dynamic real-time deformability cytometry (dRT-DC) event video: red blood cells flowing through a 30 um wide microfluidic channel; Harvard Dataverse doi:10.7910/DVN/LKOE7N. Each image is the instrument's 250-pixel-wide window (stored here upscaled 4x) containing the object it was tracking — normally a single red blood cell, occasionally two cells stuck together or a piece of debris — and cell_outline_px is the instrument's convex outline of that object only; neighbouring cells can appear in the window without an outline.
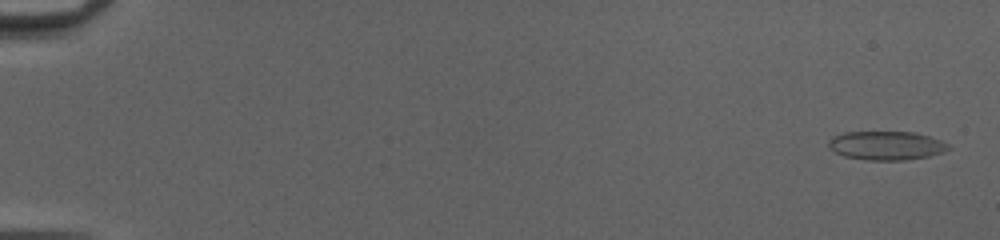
{"species": "common noctule bat (a hibernating species)", "species_latin": "Nyctalus noctula", "temperature_condition": "cold", "stored_images_in_passage": 52, "camera_frame_rate_fps": 3000, "um_per_image_px": 0.085, "animal": {"sex": "female", "body_mass_g": 20.0, "forearm_length_mm": 54.0}, "frame": {"image": 1, "passage_image": 2, "time_ms": 0.333, "image_size_px": [1000, 240], "cell_outline_px": [[948, 148], [940, 152], [928, 156], [904, 160], [872, 160], [844, 156], [836, 152], [828, 144], [836, 136], [848, 132], [912, 132], [928, 136], [940, 140], [948, 144]], "centroid_in_image_um": [75.36, 12.37], "position_along_channel_um": 9.6, "area_um2": 19.42}}
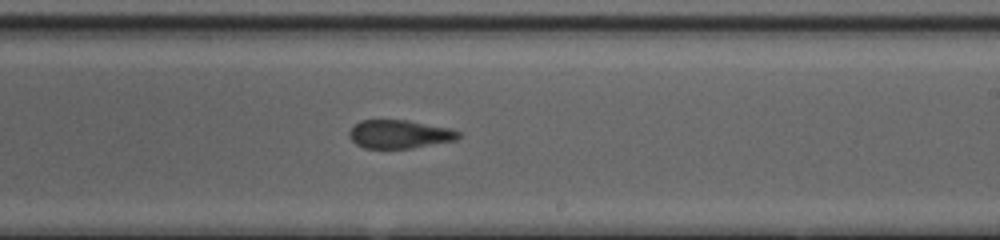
{"frame": {"image": 2, "passage_image": 33, "time_ms": 10.667, "image_size_px": [1000, 240], "cell_outline_px": [[460, 136], [456, 140], [412, 148], [364, 148], [356, 144], [348, 136], [348, 132], [360, 120], [408, 120], [448, 128], [460, 132]], "centroid_in_image_um": [33.94, 11.4], "position_along_channel_um": 255.1, "area_um2": 17.98}}
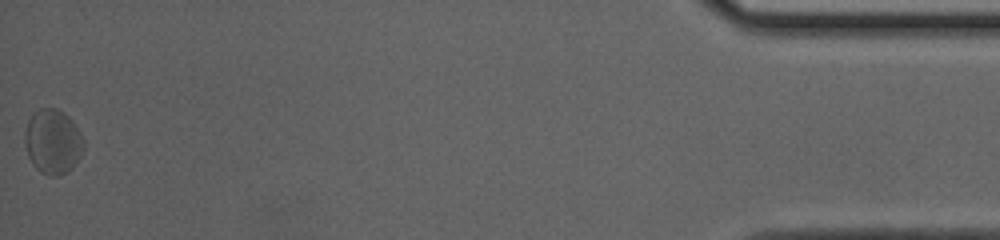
{"frame": {"image": 3, "passage_image": 52, "time_ms": 17.0, "image_size_px": [1000, 240], "cell_outline_px": [[84, 148], [80, 156], [72, 168], [56, 176], [48, 176], [40, 172], [32, 164], [28, 156], [24, 144], [24, 132], [28, 120], [40, 108], [56, 108], [64, 112], [72, 120], [80, 132], [84, 140]], "centroid_in_image_um": [4.48, 12.04], "position_along_channel_um": 430.7, "area_um2": 22.25}, "authors_computed_cell_mechanics": {"area_um2": 19.0451, "velocity_mm_per_s": 4.1187, "shape_relaxation_time_tau1_ms": 4.0844, "shape_relaxation_time_tau2_ms": 1.2468, "deformation_change_tau1": 0.1021, "deformation_change_tau2": 0.0763}}